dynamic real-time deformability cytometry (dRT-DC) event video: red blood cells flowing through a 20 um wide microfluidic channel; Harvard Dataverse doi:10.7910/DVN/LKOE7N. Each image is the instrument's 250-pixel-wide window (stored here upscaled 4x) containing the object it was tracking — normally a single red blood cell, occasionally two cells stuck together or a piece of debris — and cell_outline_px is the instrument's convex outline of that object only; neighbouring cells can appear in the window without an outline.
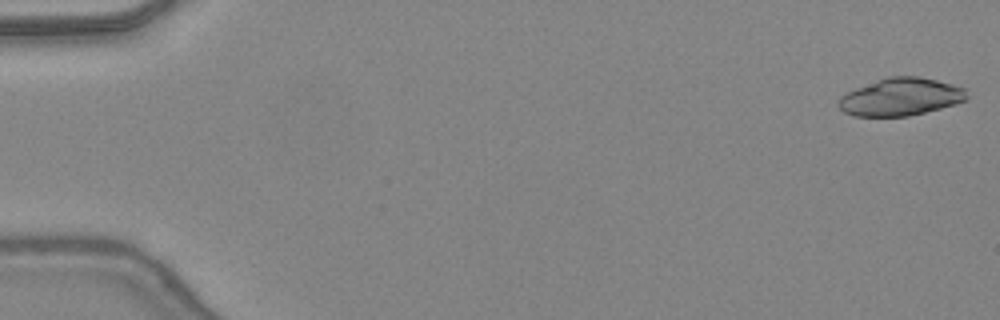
{"species": "common noctule bat (a hibernating species)", "species_latin": "Nyctalus noctula", "temperature_condition": "warm", "stored_images_in_passage": 47, "camera_frame_rate_fps": 3000, "um_per_image_px": 0.085, "animal": {"sex": "female", "body_mass_g": 24.6, "forearm_length_mm": 56.2}, "frame": {"image": 1, "passage_image": 1, "time_ms": 0.0, "image_size_px": [1000, 320], "cell_outline_px": [[968, 100], [956, 104], [908, 116], [852, 116], [844, 112], [836, 104], [840, 96], [856, 88], [888, 76], [920, 76], [968, 88]], "centroid_in_image_um": [76.59, 8.23], "position_along_channel_um": 8.4, "area_um2": 28.26}}